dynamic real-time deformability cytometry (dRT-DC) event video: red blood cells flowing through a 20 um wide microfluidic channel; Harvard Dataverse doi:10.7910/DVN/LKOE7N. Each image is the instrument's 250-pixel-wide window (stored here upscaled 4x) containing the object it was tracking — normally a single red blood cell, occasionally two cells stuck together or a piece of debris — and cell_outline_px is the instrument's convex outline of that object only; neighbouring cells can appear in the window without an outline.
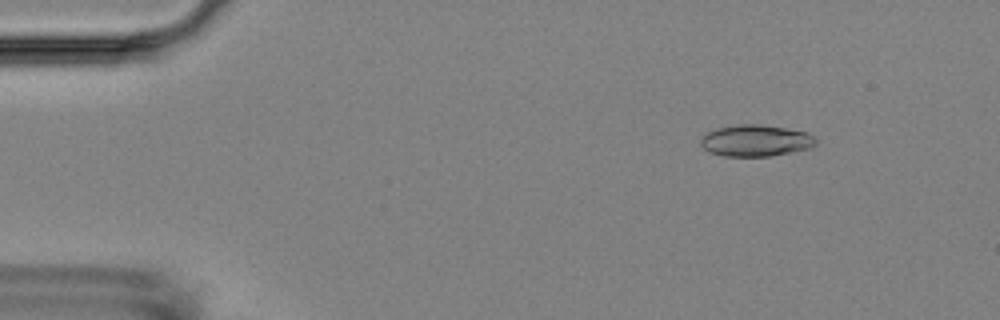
{"species": "Egyptian fruit bat (a non-hibernating species)", "species_latin": "Rousettus aegyptiacus", "temperature_condition": "room temperature", "stored_images_in_passage": 3, "camera_frame_rate_fps": 3000, "um_per_image_px": 0.085, "animal": {"sex": "female"}, "frame": {"image": 1, "passage_image": 3, "time_ms": 2.333, "image_size_px": [1000, 320], "cell_outline_px": [[816, 144], [812, 148], [772, 156], [724, 156], [708, 152], [700, 144], [700, 140], [708, 132], [716, 128], [740, 124], [760, 124], [808, 132], [816, 140]], "centroid_in_image_um": [64.24, 11.96], "position_along_channel_um": 20.8, "area_um2": 21.21}}